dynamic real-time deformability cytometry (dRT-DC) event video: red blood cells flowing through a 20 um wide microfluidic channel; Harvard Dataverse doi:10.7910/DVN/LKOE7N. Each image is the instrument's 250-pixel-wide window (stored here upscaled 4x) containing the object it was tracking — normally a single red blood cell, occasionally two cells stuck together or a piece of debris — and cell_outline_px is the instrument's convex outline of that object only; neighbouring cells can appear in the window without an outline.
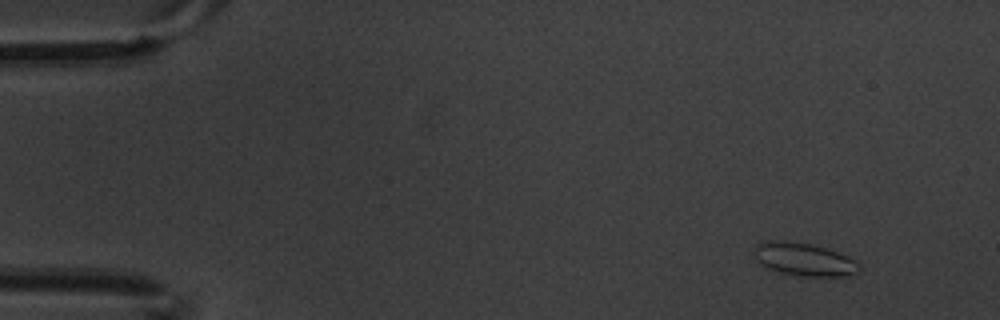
{"species": "common noctule bat (a hibernating species)", "species_latin": "Nyctalus noctula", "temperature_condition": "warm", "stored_images_in_passage": 10, "camera_frame_rate_fps": 3000, "um_per_image_px": 0.085, "animal": {"sex": "male", "body_mass_g": 20.1, "forearm_length_mm": 53.5}, "frame": {"image": 1, "passage_image": 1, "time_ms": 0.0, "image_size_px": [1000, 320], "cell_outline_px": [[860, 268], [856, 272], [848, 276], [804, 276], [780, 272], [764, 268], [756, 260], [752, 252], [756, 244], [768, 240], [784, 240], [812, 244], [848, 256], [856, 260], [860, 264]], "centroid_in_image_um": [68.29, 22.04], "position_along_channel_um": 16.7, "area_um2": 20.4}}
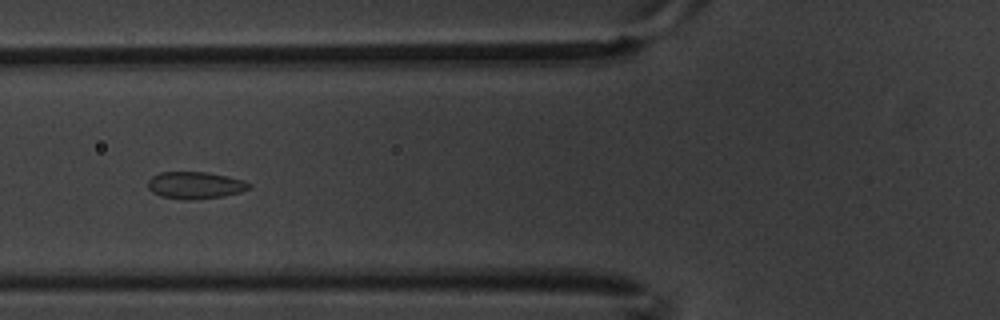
{"frame": {"image": 2, "passage_image": 6, "time_ms": 1.667, "image_size_px": [1000, 320], "cell_outline_px": [[252, 184], [248, 188], [240, 192], [224, 196], [188, 200], [184, 200], [160, 196], [152, 192], [148, 188], [148, 180], [152, 176], [160, 172], [204, 172], [228, 176], [244, 180]], "centroid_in_image_um": [16.57, 15.74], "position_along_channel_um": 109.2, "area_um2": 15.95}}
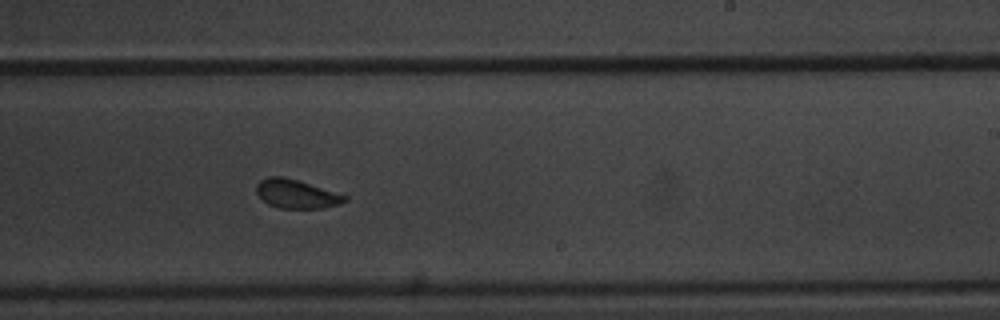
{"frame": {"image": 3, "passage_image": 10, "time_ms": 3.0, "image_size_px": [1000, 320], "cell_outline_px": [[348, 200], [324, 208], [280, 208], [268, 204], [256, 192], [256, 184], [260, 180], [268, 176], [284, 176], [348, 196]], "centroid_in_image_um": [25.16, 16.47], "position_along_channel_um": 263.8, "area_um2": 14.62}}